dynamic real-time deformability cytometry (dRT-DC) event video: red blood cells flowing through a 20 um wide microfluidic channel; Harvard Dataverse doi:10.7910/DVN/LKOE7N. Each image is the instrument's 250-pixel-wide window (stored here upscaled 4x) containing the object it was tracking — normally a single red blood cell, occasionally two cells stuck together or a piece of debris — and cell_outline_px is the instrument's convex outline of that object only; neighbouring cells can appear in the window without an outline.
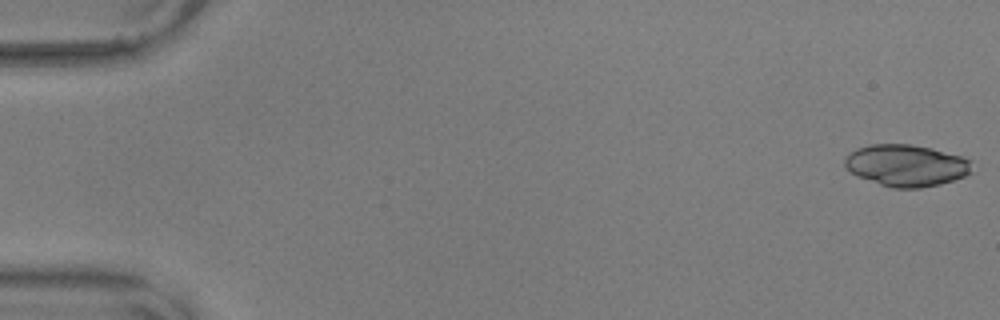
{"species": "common noctule bat (a hibernating species)", "species_latin": "Nyctalus noctula", "temperature_condition": "warm", "stored_images_in_passage": 55, "segment_of_instrument_passage": [1, 2], "camera_frame_rate_fps": 3000, "um_per_image_px": 0.085, "animal": {"sex": "male", "body_mass_g": 17.9, "forearm_length_mm": 54.2}, "frame": {"image": 1, "passage_image": 1, "time_ms": 0.0, "image_size_px": [1000, 320], "cell_outline_px": [[972, 172], [964, 176], [940, 184], [920, 188], [892, 188], [856, 176], [844, 164], [844, 160], [848, 152], [856, 148], [868, 144], [912, 144], [932, 148], [960, 156], [972, 160]], "centroid_in_image_um": [77.02, 14.05], "position_along_channel_um": 8.0, "area_um2": 31.1}}
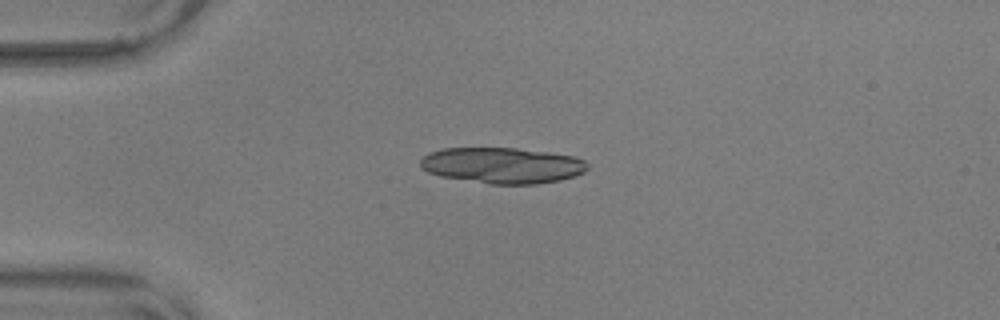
{"frame": {"image": 2, "passage_image": 14, "time_ms": 4.333, "image_size_px": [1000, 320], "cell_outline_px": [[588, 168], [584, 172], [576, 176], [560, 180], [536, 184], [488, 184], [440, 176], [428, 172], [420, 168], [420, 160], [428, 152], [444, 148], [516, 148], [548, 152], [576, 156], [584, 160], [588, 164]], "centroid_in_image_um": [42.7, 14.06], "position_along_channel_um": 42.3, "area_um2": 35.26}}